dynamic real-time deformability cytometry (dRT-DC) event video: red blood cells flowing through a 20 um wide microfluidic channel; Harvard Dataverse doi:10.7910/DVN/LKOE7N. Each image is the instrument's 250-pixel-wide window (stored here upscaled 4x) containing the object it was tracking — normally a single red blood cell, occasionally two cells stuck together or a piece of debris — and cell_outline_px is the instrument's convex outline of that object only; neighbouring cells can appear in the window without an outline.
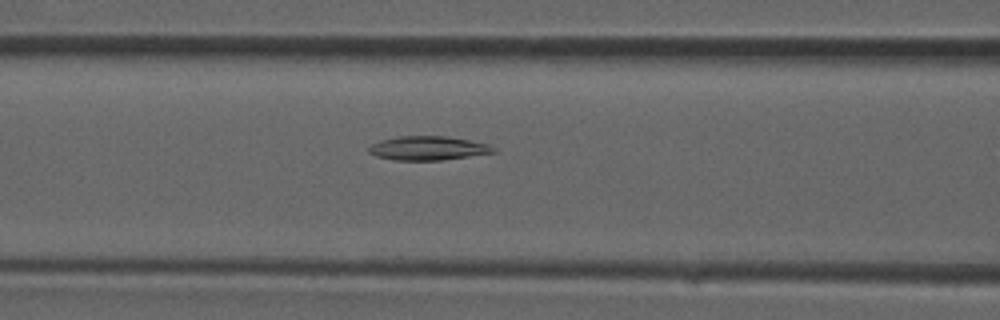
{"species": "common noctule bat (a hibernating species)", "species_latin": "Nyctalus noctula", "temperature_condition": "room temperature", "stored_images_in_passage": 25, "camera_frame_rate_fps": 3000, "um_per_image_px": 0.085, "animal": {"sex": "male", "forearm_length_mm": 52.5}, "frame": {"image": 1, "passage_image": 5, "time_ms": 1.333, "image_size_px": [1000, 320], "cell_outline_px": [[496, 152], [440, 160], [392, 160], [376, 156], [368, 152], [368, 148], [372, 144], [380, 140], [400, 136], [444, 136], [468, 140], [488, 144], [496, 148]], "centroid_in_image_um": [36.35, 12.59], "position_along_channel_um": 130.3, "area_um2": 17.28}}
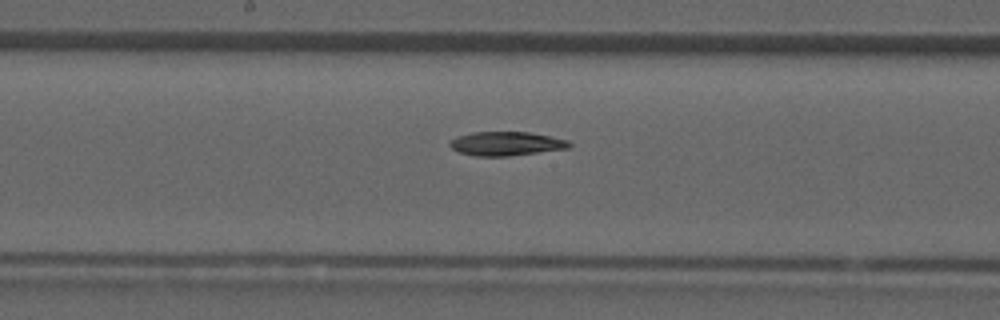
{"frame": {"image": 2, "passage_image": 9, "time_ms": 2.667, "image_size_px": [1000, 320], "cell_outline_px": [[572, 144], [568, 148], [508, 156], [476, 156], [460, 152], [452, 148], [448, 144], [452, 140], [460, 136], [472, 132], [528, 132], [568, 140]], "centroid_in_image_um": [43.03, 12.21], "position_along_channel_um": 205.2, "area_um2": 16.36}}
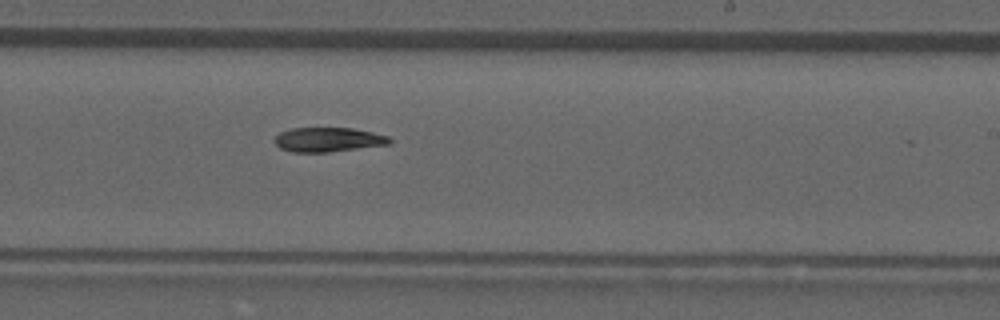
{"frame": {"image": 3, "passage_image": 12, "time_ms": 3.667, "image_size_px": [1000, 320], "cell_outline_px": [[392, 144], [328, 152], [292, 152], [280, 148], [272, 140], [280, 132], [292, 128], [352, 128], [372, 132], [388, 136], [392, 140]], "centroid_in_image_um": [27.89, 11.87], "position_along_channel_um": 261.1, "area_um2": 16.42}}